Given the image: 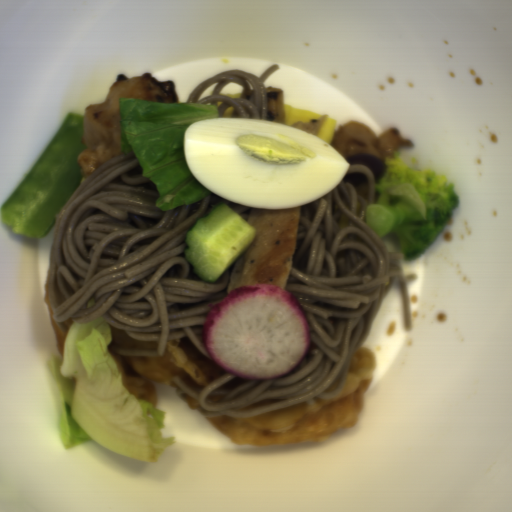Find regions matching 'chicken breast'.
I'll return each instance as SVG.
<instances>
[{"instance_id": "obj_1", "label": "chicken breast", "mask_w": 512, "mask_h": 512, "mask_svg": "<svg viewBox=\"0 0 512 512\" xmlns=\"http://www.w3.org/2000/svg\"><path fill=\"white\" fill-rule=\"evenodd\" d=\"M302 206L251 208L256 235L234 263L228 288L252 284L288 286L298 244Z\"/></svg>"}]
</instances>
